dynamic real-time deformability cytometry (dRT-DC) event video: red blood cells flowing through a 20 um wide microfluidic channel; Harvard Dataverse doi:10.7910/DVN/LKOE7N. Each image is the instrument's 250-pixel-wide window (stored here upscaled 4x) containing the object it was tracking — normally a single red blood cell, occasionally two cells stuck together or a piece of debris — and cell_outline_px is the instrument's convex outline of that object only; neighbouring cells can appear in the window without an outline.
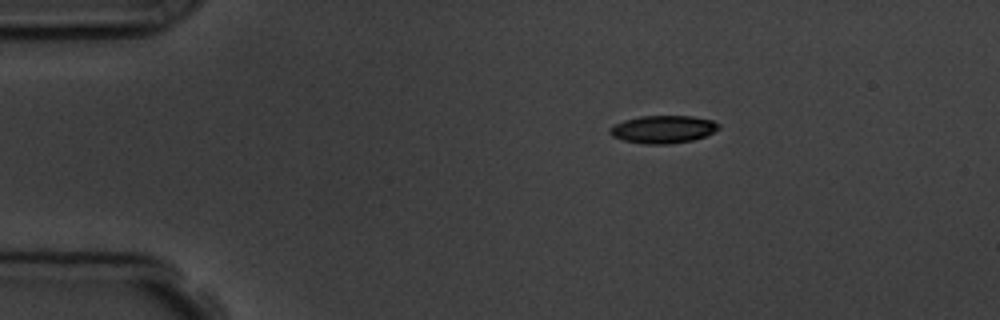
{"species": "common noctule bat (a hibernating species)", "species_latin": "Nyctalus noctula", "temperature_condition": "room temperature", "stored_images_in_passage": 2, "camera_frame_rate_fps": 3000, "um_per_image_px": 0.085, "animal": {"sex": "male", "body_mass_g": 19.5, "forearm_length_mm": 54.6}, "frame": {"image": 1, "passage_image": 1, "time_ms": 0.0, "image_size_px": [1000, 320], "cell_outline_px": [[720, 128], [704, 136], [692, 140], [668, 144], [644, 144], [624, 140], [612, 136], [608, 132], [608, 128], [612, 124], [624, 120], [640, 116], [692, 116], [712, 120], [720, 124]], "centroid_in_image_um": [56.32, 10.98], "position_along_channel_um": 28.7, "area_um2": 17.63}}